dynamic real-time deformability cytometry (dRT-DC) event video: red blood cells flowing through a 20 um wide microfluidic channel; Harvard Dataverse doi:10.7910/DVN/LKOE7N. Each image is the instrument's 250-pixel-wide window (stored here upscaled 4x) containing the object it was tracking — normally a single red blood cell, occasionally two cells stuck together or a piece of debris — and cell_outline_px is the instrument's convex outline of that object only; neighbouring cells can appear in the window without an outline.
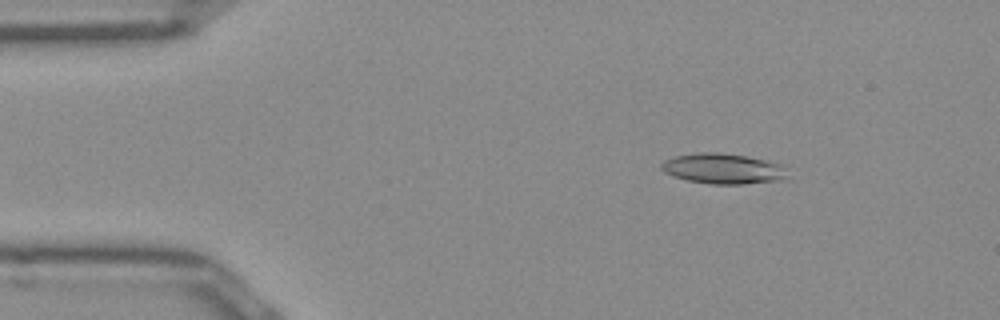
{"species": "Egyptian fruit bat (a non-hibernating species)", "species_latin": "Rousettus aegyptiacus", "temperature_condition": "room temperature", "stored_images_in_passage": 49, "camera_frame_rate_fps": 3000, "um_per_image_px": 0.085, "frame": {"image": 1, "passage_image": 6, "time_ms": 1.667, "image_size_px": [1000, 320], "cell_outline_px": [[784, 176], [780, 180], [744, 184], [712, 184], [688, 180], [664, 172], [660, 168], [660, 164], [664, 160], [676, 156], [700, 152], [720, 152], [744, 156], [764, 160], [780, 164]], "centroid_in_image_um": [61.37, 14.33], "position_along_channel_um": 23.6, "area_um2": 21.79}}
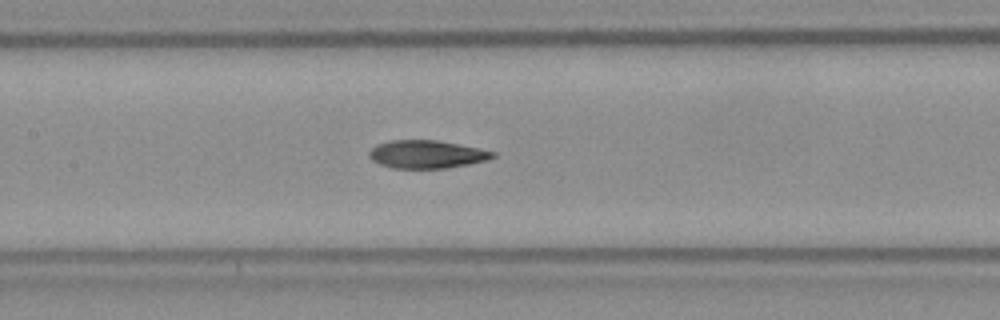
{"frame": {"image": 2, "passage_image": 22, "time_ms": 7.0, "image_size_px": [1000, 320], "cell_outline_px": [[496, 156], [484, 160], [468, 164], [448, 168], [392, 168], [380, 164], [372, 160], [368, 156], [368, 152], [376, 144], [392, 140], [436, 140], [496, 152]], "centroid_in_image_um": [36.21, 13.12], "position_along_channel_um": 171.2, "area_um2": 19.94}}
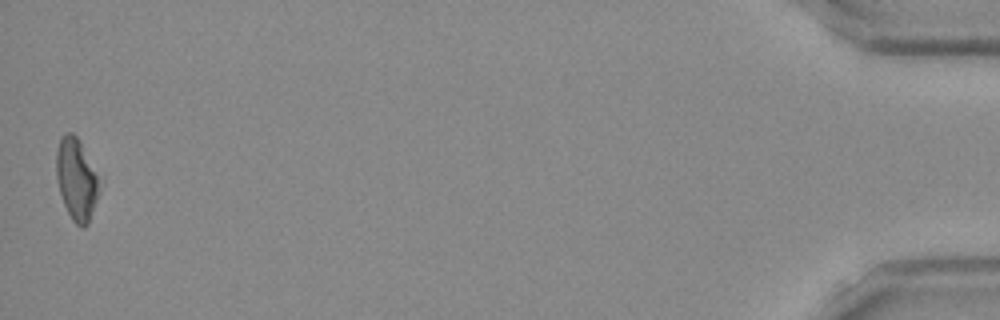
{"frame": {"image": 3, "passage_image": 49, "time_ms": 16.0, "image_size_px": [1000, 320], "cell_outline_px": [[100, 192], [88, 224], [84, 228], [80, 228], [72, 220], [64, 204], [60, 192], [56, 176], [56, 152], [60, 136], [64, 132], [72, 132], [76, 136], [96, 176]], "centroid_in_image_um": [6.46, 15.28], "position_along_channel_um": 428.7, "area_um2": 20.0}, "authors_computed_cell_mechanics": {"area_um2": 20.808, "velocity_mm_per_s": 3.972, "shape_relaxation_time_tau1_ms": 10.0957, "shape_relaxation_time_tau2_ms": 4.7893, "deformation_change_tau1": 0.2542, "deformation_change_tau2": 0.1256}}